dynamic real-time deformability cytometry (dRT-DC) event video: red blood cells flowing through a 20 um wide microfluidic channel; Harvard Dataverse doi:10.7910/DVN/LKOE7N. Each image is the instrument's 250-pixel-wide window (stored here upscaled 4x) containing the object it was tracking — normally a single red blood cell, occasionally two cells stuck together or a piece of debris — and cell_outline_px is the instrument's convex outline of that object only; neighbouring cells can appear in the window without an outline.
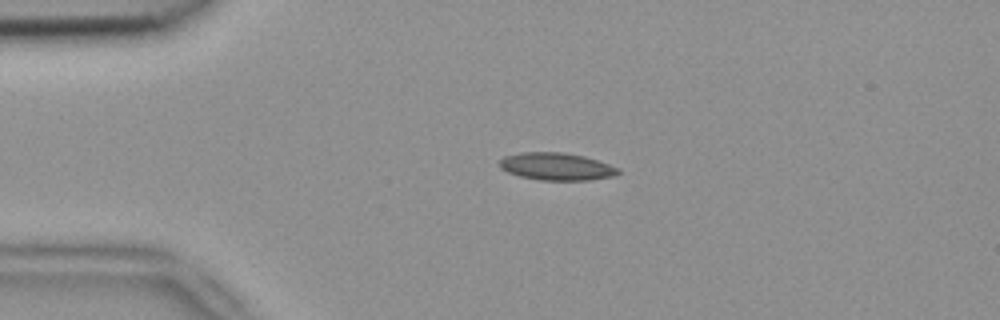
{"species": "common noctule bat (a hibernating species)", "species_latin": "Nyctalus noctula", "temperature_condition": "room temperature", "stored_images_in_passage": 3, "segment_of_instrument_passage": [1, 2], "camera_frame_rate_fps": 3000, "um_per_image_px": 0.085, "animal": {"sex": "female", "body_mass_g": 18.4}, "frame": {"image": 1, "passage_image": 2, "time_ms": 0.333, "image_size_px": [1000, 320], "cell_outline_px": [[620, 172], [612, 176], [588, 180], [540, 180], [520, 176], [508, 172], [500, 168], [500, 160], [504, 156], [520, 152], [564, 152], [584, 156], [620, 168]], "centroid_in_image_um": [47.28, 14.14], "position_along_channel_um": 37.7, "area_um2": 18.9}}